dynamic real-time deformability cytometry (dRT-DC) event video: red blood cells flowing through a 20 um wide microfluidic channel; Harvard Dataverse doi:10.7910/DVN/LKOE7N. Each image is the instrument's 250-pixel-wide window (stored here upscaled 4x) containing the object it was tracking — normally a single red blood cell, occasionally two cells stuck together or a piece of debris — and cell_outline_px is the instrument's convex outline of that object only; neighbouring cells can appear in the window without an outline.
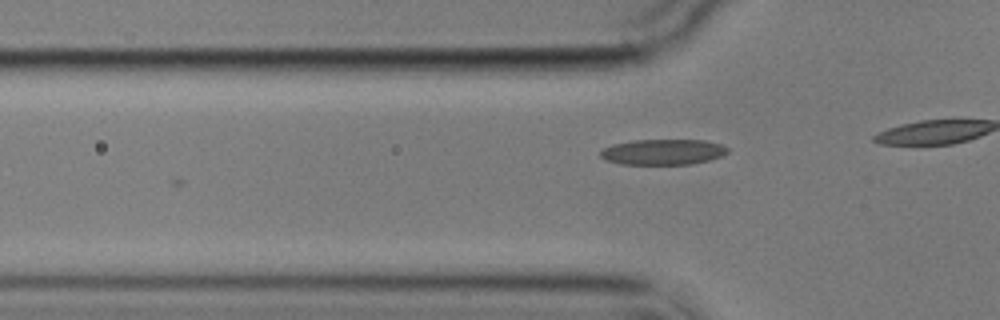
{"species": "common noctule bat (a hibernating species)", "species_latin": "Nyctalus noctula", "temperature_condition": "cold", "stored_images_in_passage": 3, "camera_frame_rate_fps": 3000, "um_per_image_px": 0.085, "animal": {"sex": "male", "body_mass_g": 17.9}, "frame": {"image": 1, "passage_image": 3, "time_ms": 2.333, "image_size_px": [1000, 320], "cell_outline_px": [[728, 152], [724, 156], [692, 164], [620, 164], [604, 160], [600, 156], [600, 152], [604, 148], [612, 144], [636, 140], [704, 140], [720, 144], [728, 148]], "centroid_in_image_um": [56.35, 12.92], "position_along_channel_um": 69.4, "area_um2": 19.02}}